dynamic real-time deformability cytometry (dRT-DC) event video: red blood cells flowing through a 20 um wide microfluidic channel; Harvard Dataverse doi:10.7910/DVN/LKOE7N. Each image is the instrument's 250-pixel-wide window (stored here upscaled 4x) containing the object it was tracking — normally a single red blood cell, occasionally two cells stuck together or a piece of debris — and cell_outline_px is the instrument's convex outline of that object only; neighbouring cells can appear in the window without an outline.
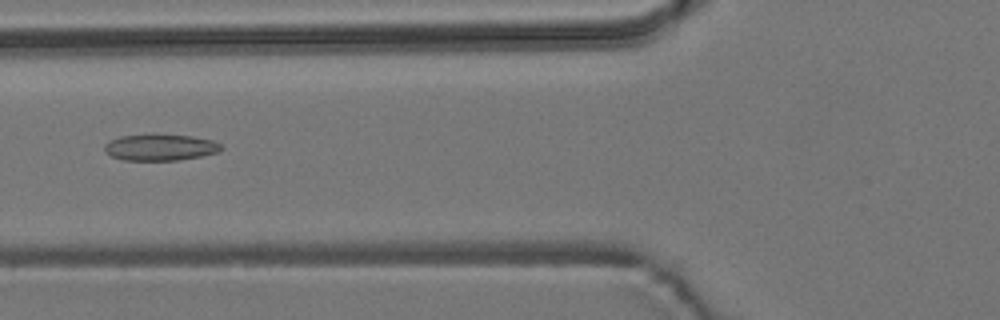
{"species": "common noctule bat (a hibernating species)", "species_latin": "Nyctalus noctula", "temperature_condition": "room temperature", "stored_images_in_passage": 6, "camera_frame_rate_fps": 3000, "um_per_image_px": 0.085, "animal": {"sex": "male", "body_mass_g": 19.2, "forearm_length_mm": 51.8}, "frame": {"image": 1, "passage_image": 6, "time_ms": 1.667, "image_size_px": [1000, 320], "cell_outline_px": [[224, 148], [216, 152], [200, 156], [180, 160], [124, 160], [112, 156], [104, 148], [104, 144], [120, 136], [192, 136], [212, 140], [220, 144]], "centroid_in_image_um": [13.65, 12.55], "position_along_channel_um": 112.2, "area_um2": 17.22}}